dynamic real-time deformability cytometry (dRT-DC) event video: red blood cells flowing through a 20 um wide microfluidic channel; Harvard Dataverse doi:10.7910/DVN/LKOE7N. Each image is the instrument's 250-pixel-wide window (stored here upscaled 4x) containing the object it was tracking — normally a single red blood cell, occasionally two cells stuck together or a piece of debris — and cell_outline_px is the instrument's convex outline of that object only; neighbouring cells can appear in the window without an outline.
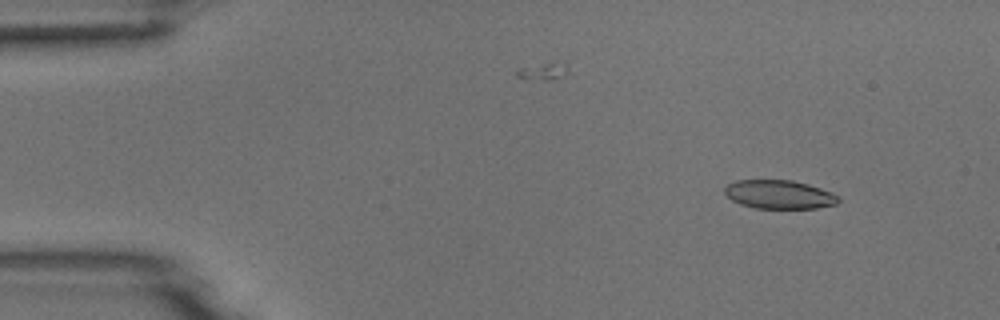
{"species": "common noctule bat (a hibernating species)", "species_latin": "Nyctalus noctula", "temperature_condition": "room temperature", "stored_images_in_passage": 52, "camera_frame_rate_fps": 3000, "um_per_image_px": 0.085, "animal": {"sex": "male", "body_mass_g": 18.8}, "frame": {"image": 1, "passage_image": 5, "time_ms": 1.333, "image_size_px": [1000, 320], "cell_outline_px": [[840, 200], [836, 204], [816, 208], [756, 208], [740, 204], [732, 200], [724, 192], [724, 188], [728, 184], [736, 180], [792, 180], [808, 184], [832, 192], [840, 196]], "centroid_in_image_um": [66.25, 16.52], "position_along_channel_um": 18.8, "area_um2": 19.02}}
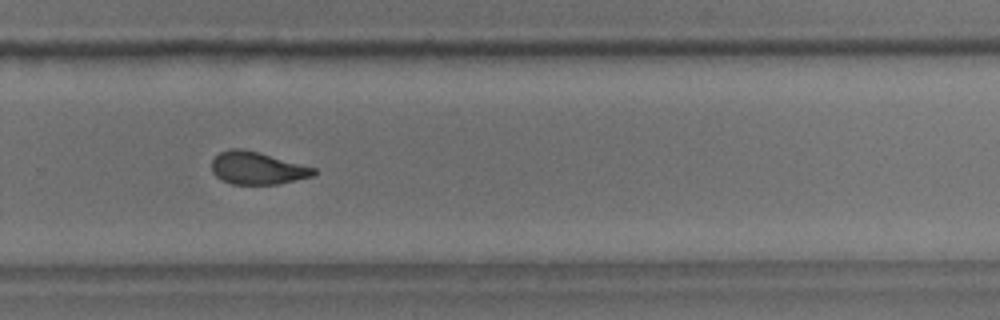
{"frame": {"image": 2, "passage_image": 35, "time_ms": 11.333, "image_size_px": [1000, 320], "cell_outline_px": [[316, 172], [312, 176], [276, 184], [232, 184], [220, 180], [212, 172], [212, 160], [220, 152], [232, 148], [244, 148], [260, 152], [316, 168]], "centroid_in_image_um": [21.84, 14.28], "position_along_channel_um": 308.0, "area_um2": 19.36}}
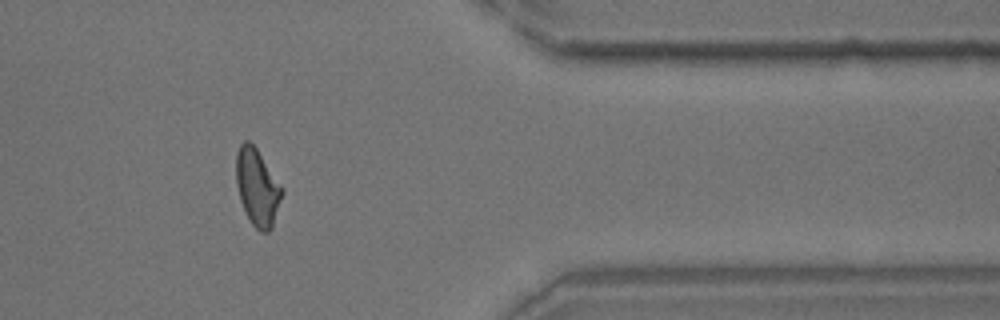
{"frame": {"image": 3, "passage_image": 43, "time_ms": 14.0, "image_size_px": [1000, 320], "cell_outline_px": [[284, 192], [272, 228], [268, 232], [260, 232], [248, 220], [240, 200], [236, 184], [236, 152], [240, 144], [244, 140], [248, 140], [256, 148], [284, 188]], "centroid_in_image_um": [21.88, 15.93], "position_along_channel_um": 389.5, "area_um2": 20.81}}